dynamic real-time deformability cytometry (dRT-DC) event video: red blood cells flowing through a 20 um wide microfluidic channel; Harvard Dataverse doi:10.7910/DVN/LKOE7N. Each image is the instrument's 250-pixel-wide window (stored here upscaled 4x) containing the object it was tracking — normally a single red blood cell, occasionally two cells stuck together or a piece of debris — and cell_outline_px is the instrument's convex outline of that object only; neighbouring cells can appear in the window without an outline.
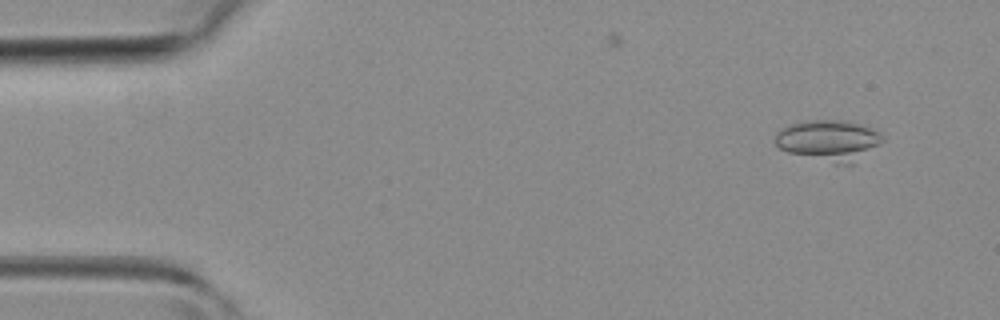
{"species": "common noctule bat (a hibernating species)", "species_latin": "Nyctalus noctula", "temperature_condition": "room temperature", "stored_images_in_passage": 7, "camera_frame_rate_fps": 3000, "um_per_image_px": 0.085, "animal": {"sex": "female", "body_mass_g": 19.3, "forearm_length_mm": 54.1}, "frame": {"image": 1, "passage_image": 4, "time_ms": 1.0, "image_size_px": [1000, 320], "cell_outline_px": [[884, 140], [880, 144], [852, 164], [836, 164], [788, 152], [780, 148], [772, 140], [776, 132], [780, 128], [804, 120], [836, 120], [860, 124], [872, 128], [884, 136]], "centroid_in_image_um": [70.42, 11.93], "position_along_channel_um": 14.6, "area_um2": 25.55}}